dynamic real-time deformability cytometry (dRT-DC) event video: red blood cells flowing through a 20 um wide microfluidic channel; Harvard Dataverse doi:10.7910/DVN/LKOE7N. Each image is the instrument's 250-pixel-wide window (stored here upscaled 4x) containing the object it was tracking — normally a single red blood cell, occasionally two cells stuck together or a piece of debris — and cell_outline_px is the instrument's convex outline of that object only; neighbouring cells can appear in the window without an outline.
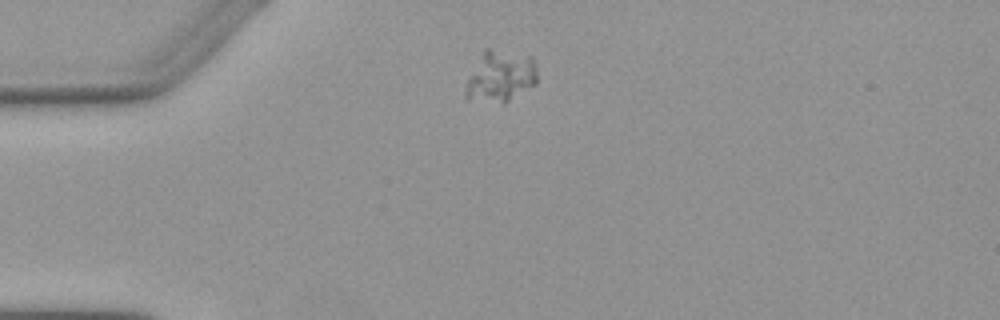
{"species": "Egyptian fruit bat (a non-hibernating species)", "species_latin": "Rousettus aegyptiacus", "temperature_condition": "warm", "stored_images_in_passage": 1, "camera_frame_rate_fps": 3000, "um_per_image_px": 0.085, "animal": {"sex": "female"}, "frame": {"image": 1, "passage_image": 1, "time_ms": 0.0, "image_size_px": [1000, 320], "cell_outline_px": [[536, 84], [504, 104], [468, 100], [464, 96], [464, 88], [484, 48], [488, 48], [532, 56], [536, 68]], "centroid_in_image_um": [42.53, 6.52], "position_along_channel_um": 42.5, "area_um2": 21.56}}